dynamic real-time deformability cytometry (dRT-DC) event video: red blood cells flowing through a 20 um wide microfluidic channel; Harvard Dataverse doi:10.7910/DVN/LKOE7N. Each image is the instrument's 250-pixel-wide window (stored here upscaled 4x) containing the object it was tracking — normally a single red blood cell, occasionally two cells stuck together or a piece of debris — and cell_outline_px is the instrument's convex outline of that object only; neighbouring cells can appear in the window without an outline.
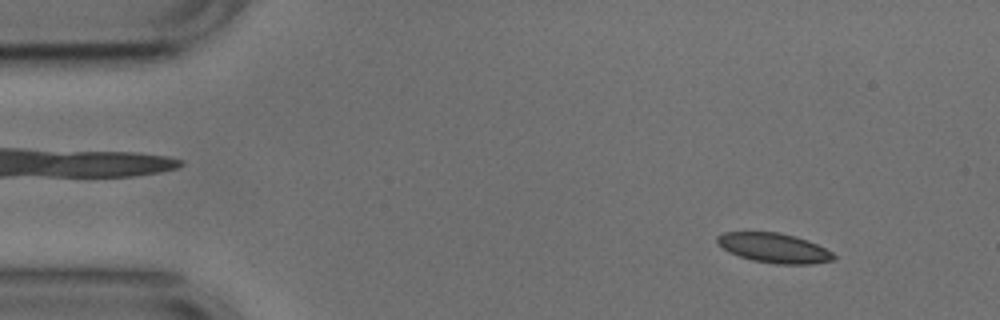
{"species": "common noctule bat (a hibernating species)", "species_latin": "Nyctalus noctula", "temperature_condition": "cold", "stored_images_in_passage": 52, "camera_frame_rate_fps": 3000, "um_per_image_px": 0.085, "animal": {"sex": "male", "body_mass_g": 17.9, "forearm_length_mm": 54.2}, "frame": {"image": 1, "passage_image": 5, "time_ms": 1.333, "image_size_px": [1000, 320], "cell_outline_px": [[836, 260], [812, 264], [776, 264], [752, 260], [728, 252], [716, 244], [716, 236], [724, 232], [780, 232], [796, 236], [808, 240], [832, 252], [836, 256]], "centroid_in_image_um": [65.78, 21.07], "position_along_channel_um": 19.2, "area_um2": 20.35}}
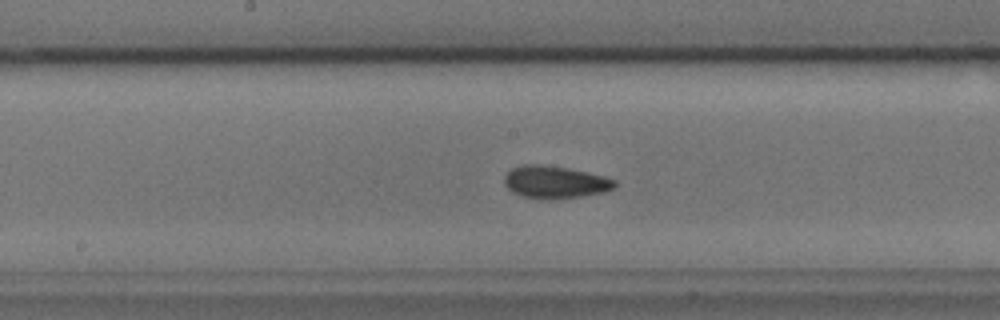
{"frame": {"image": 2, "passage_image": 26, "time_ms": 8.333, "image_size_px": [1000, 320], "cell_outline_px": [[616, 184], [612, 188], [604, 192], [580, 196], [540, 200], [520, 196], [512, 192], [504, 184], [504, 176], [512, 168], [520, 164], [540, 164], [568, 168], [604, 176], [616, 180]], "centroid_in_image_um": [47.12, 15.48], "position_along_channel_um": 201.1, "area_um2": 20.92}}
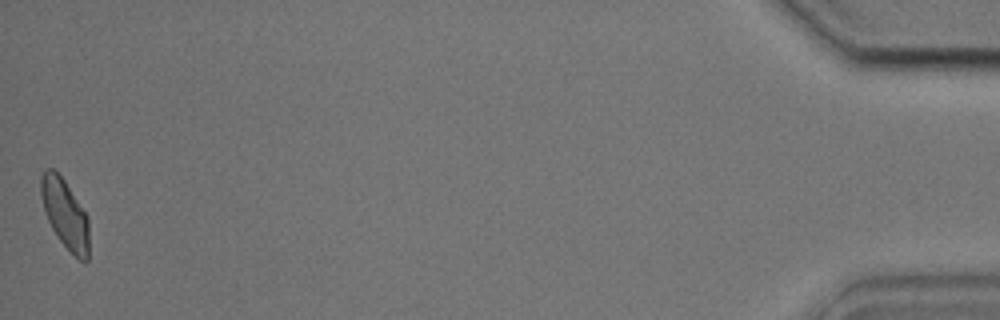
{"frame": {"image": 3, "passage_image": 52, "time_ms": 17.0, "image_size_px": [1000, 320], "cell_outline_px": [[88, 260], [84, 264], [56, 236], [48, 220], [40, 196], [40, 176], [44, 168], [52, 168], [64, 180], [88, 216]], "centroid_in_image_um": [5.51, 18.15], "position_along_channel_um": 429.7, "area_um2": 19.25}, "authors_computed_cell_mechanics": {"area_um2": 20.23, "velocity_mm_per_s": 3.7415, "shape_relaxation_time_tau1_ms": 3.0823, "shape_relaxation_time_tau2_ms": 2.0545, "deformation_change_tau1": 0.0873, "deformation_change_tau2": 0.0657}}